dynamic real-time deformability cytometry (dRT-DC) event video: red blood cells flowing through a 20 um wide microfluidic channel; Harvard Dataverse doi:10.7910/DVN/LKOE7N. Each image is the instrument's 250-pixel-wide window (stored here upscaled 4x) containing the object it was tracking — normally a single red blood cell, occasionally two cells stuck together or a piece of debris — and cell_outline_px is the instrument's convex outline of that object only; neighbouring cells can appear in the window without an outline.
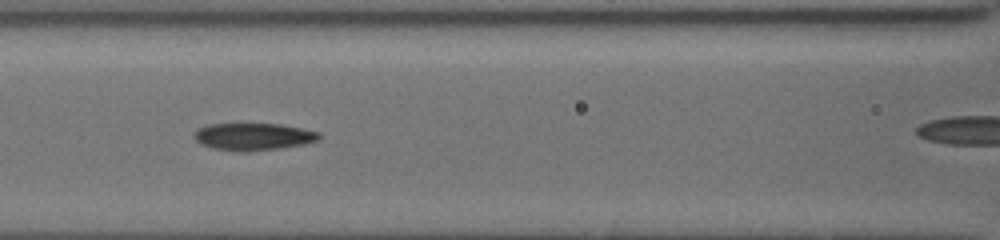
{"species": "common noctule bat (a hibernating species)", "species_latin": "Nyctalus noctula", "temperature_condition": "cold", "stored_images_in_passage": 19, "camera_frame_rate_fps": 3000, "um_per_image_px": 0.085, "animal": {"sex": "female", "body_mass_g": 19.5, "forearm_length_mm": 54.1}, "frame": {"image": 1, "passage_image": 16, "time_ms": 7.333, "image_size_px": [1000, 240], "cell_outline_px": [[320, 140], [304, 144], [280, 148], [248, 152], [240, 152], [212, 148], [200, 144], [192, 136], [192, 132], [196, 128], [208, 124], [236, 120], [280, 124], [320, 132]], "centroid_in_image_um": [21.43, 11.56], "position_along_channel_um": 145.2, "area_um2": 21.15}}
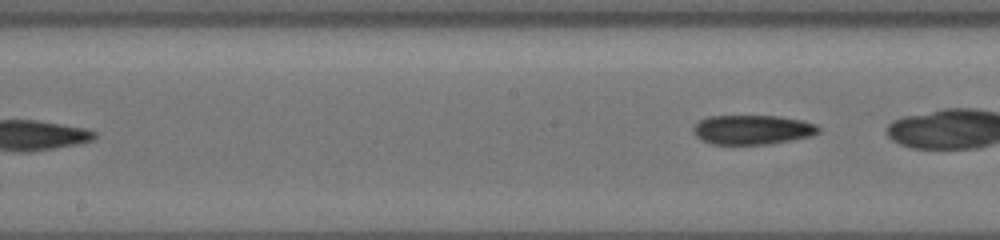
{"frame": {"image": 2, "passage_image": 19, "time_ms": 10.0, "image_size_px": [1000, 240], "cell_outline_px": [[820, 132], [812, 136], [792, 140], [768, 144], [712, 144], [700, 140], [692, 132], [692, 128], [700, 120], [708, 116], [780, 116], [800, 120], [816, 124], [820, 128]], "centroid_in_image_um": [63.95, 11.03], "position_along_channel_um": 184.3, "area_um2": 21.62}}